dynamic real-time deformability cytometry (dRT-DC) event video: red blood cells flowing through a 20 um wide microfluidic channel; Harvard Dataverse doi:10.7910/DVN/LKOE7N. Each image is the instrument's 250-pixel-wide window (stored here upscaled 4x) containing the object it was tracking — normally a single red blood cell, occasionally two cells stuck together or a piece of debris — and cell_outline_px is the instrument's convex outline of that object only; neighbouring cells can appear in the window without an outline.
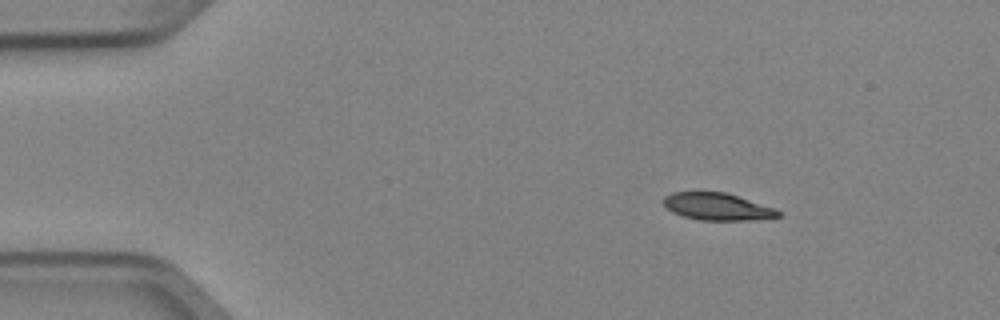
{"species": "Egyptian fruit bat (a non-hibernating species)", "species_latin": "Rousettus aegyptiacus", "temperature_condition": "cold", "stored_images_in_passage": 2, "camera_frame_rate_fps": 3000, "um_per_image_px": 0.085, "animal": {"sex": "female"}, "frame": {"image": 1, "passage_image": 1, "time_ms": 0.0, "image_size_px": [1000, 320], "cell_outline_px": [[780, 216], [748, 220], [700, 220], [684, 216], [672, 212], [664, 204], [664, 196], [672, 192], [724, 192], [776, 208], [780, 212]], "centroid_in_image_um": [60.96, 17.56], "position_along_channel_um": 24.0, "area_um2": 17.92}}